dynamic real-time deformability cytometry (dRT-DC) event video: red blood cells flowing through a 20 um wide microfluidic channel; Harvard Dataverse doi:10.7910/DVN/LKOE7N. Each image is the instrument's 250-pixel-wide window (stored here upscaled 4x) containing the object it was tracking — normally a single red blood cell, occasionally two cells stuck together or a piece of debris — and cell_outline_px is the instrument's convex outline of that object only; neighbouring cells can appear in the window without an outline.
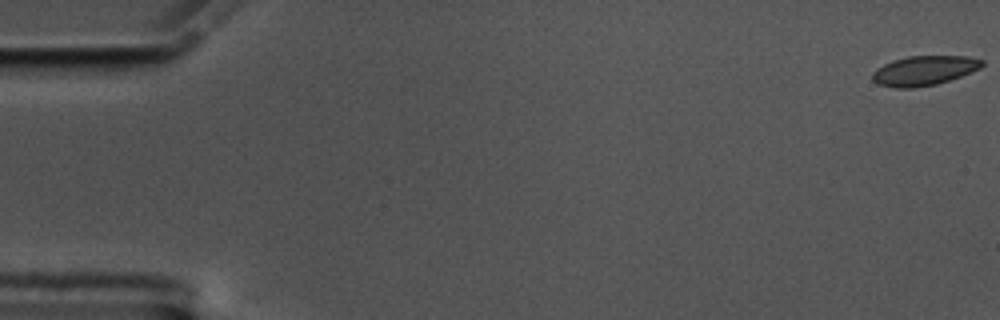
{"species": "common noctule bat (a hibernating species)", "species_latin": "Nyctalus noctula", "temperature_condition": "cold", "stored_images_in_passage": 59, "camera_frame_rate_fps": 3000, "um_per_image_px": 0.085, "animal": {"sex": "male", "body_mass_g": 17.5, "forearm_length_mm": 52.3}, "frame": {"image": 1, "passage_image": 1, "time_ms": 0.0, "image_size_px": [1000, 320], "cell_outline_px": [[984, 64], [980, 68], [960, 76], [936, 84], [912, 88], [896, 88], [880, 84], [872, 80], [872, 72], [876, 68], [892, 60], [908, 56], [968, 56], [984, 60]], "centroid_in_image_um": [78.53, 5.99], "position_along_channel_um": 6.5, "area_um2": 18.84}}
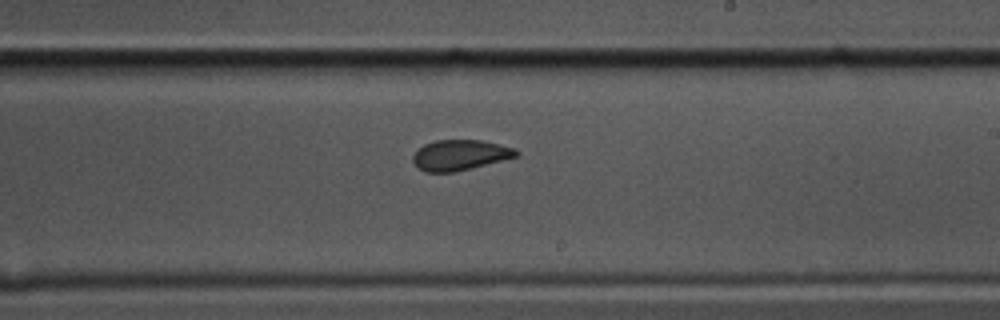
{"frame": {"image": 2, "passage_image": 35, "time_ms": 11.333, "image_size_px": [1000, 320], "cell_outline_px": [[520, 156], [456, 172], [424, 172], [416, 168], [412, 160], [412, 156], [416, 148], [424, 144], [436, 140], [480, 140], [516, 148], [520, 152]], "centroid_in_image_um": [39.08, 13.19], "position_along_channel_um": 249.9, "area_um2": 18.73}}
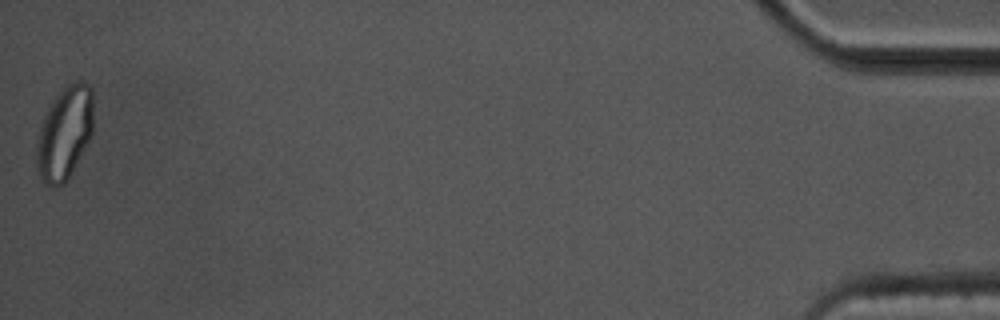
{"frame": {"image": 3, "passage_image": 59, "time_ms": 19.333, "image_size_px": [1000, 320], "cell_outline_px": [[92, 136], [64, 184], [56, 188], [52, 188], [44, 184], [40, 176], [36, 164], [36, 148], [40, 128], [44, 116], [52, 100], [72, 80], [84, 80], [92, 88]], "centroid_in_image_um": [5.49, 11.31], "position_along_channel_um": 429.7, "area_um2": 30.87}, "authors_computed_cell_mechanics": {"area_um2": 19.1896, "velocity_mm_per_s": 3.439, "shape_relaxation_time_tau1_ms": null, "shape_relaxation_time_tau2_ms": 1.5283, "deformation_change_tau1": null, "deformation_change_tau2": 0.0377}}